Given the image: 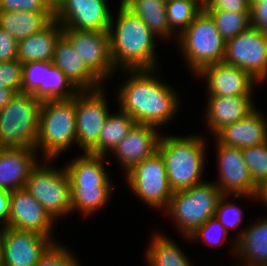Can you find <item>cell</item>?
Listing matches in <instances>:
<instances>
[{"label":"cell","mask_w":267,"mask_h":266,"mask_svg":"<svg viewBox=\"0 0 267 266\" xmlns=\"http://www.w3.org/2000/svg\"><path fill=\"white\" fill-rule=\"evenodd\" d=\"M55 220L45 208L25 189L10 192L8 224L17 230L34 231L51 237Z\"/></svg>","instance_id":"e0dca14e"},{"label":"cell","mask_w":267,"mask_h":266,"mask_svg":"<svg viewBox=\"0 0 267 266\" xmlns=\"http://www.w3.org/2000/svg\"><path fill=\"white\" fill-rule=\"evenodd\" d=\"M44 76V61H32L22 64V93L32 94L41 83Z\"/></svg>","instance_id":"8d00e7d4"},{"label":"cell","mask_w":267,"mask_h":266,"mask_svg":"<svg viewBox=\"0 0 267 266\" xmlns=\"http://www.w3.org/2000/svg\"><path fill=\"white\" fill-rule=\"evenodd\" d=\"M228 231L220 223L215 216L210 217L202 226L198 227L188 238L190 241H198L199 239L210 245H221L227 239Z\"/></svg>","instance_id":"836d02e7"},{"label":"cell","mask_w":267,"mask_h":266,"mask_svg":"<svg viewBox=\"0 0 267 266\" xmlns=\"http://www.w3.org/2000/svg\"><path fill=\"white\" fill-rule=\"evenodd\" d=\"M53 237L3 226L2 266H34Z\"/></svg>","instance_id":"2e32d148"},{"label":"cell","mask_w":267,"mask_h":266,"mask_svg":"<svg viewBox=\"0 0 267 266\" xmlns=\"http://www.w3.org/2000/svg\"><path fill=\"white\" fill-rule=\"evenodd\" d=\"M146 250L147 266H193L173 239L156 233Z\"/></svg>","instance_id":"f546056e"},{"label":"cell","mask_w":267,"mask_h":266,"mask_svg":"<svg viewBox=\"0 0 267 266\" xmlns=\"http://www.w3.org/2000/svg\"><path fill=\"white\" fill-rule=\"evenodd\" d=\"M259 200L267 207V184L261 189Z\"/></svg>","instance_id":"f6af8a7d"},{"label":"cell","mask_w":267,"mask_h":266,"mask_svg":"<svg viewBox=\"0 0 267 266\" xmlns=\"http://www.w3.org/2000/svg\"><path fill=\"white\" fill-rule=\"evenodd\" d=\"M54 19V13L0 11V28L17 42L41 31Z\"/></svg>","instance_id":"484cf974"},{"label":"cell","mask_w":267,"mask_h":266,"mask_svg":"<svg viewBox=\"0 0 267 266\" xmlns=\"http://www.w3.org/2000/svg\"><path fill=\"white\" fill-rule=\"evenodd\" d=\"M176 39L186 65L194 75L208 65L223 62L226 41L219 34L214 20L204 10Z\"/></svg>","instance_id":"52a82bcc"},{"label":"cell","mask_w":267,"mask_h":266,"mask_svg":"<svg viewBox=\"0 0 267 266\" xmlns=\"http://www.w3.org/2000/svg\"><path fill=\"white\" fill-rule=\"evenodd\" d=\"M252 96H208L206 126L215 135L224 126L241 121L256 107Z\"/></svg>","instance_id":"603a6c76"},{"label":"cell","mask_w":267,"mask_h":266,"mask_svg":"<svg viewBox=\"0 0 267 266\" xmlns=\"http://www.w3.org/2000/svg\"><path fill=\"white\" fill-rule=\"evenodd\" d=\"M106 156L83 152L64 166L71 188L72 212L85 216L107 205L113 183L105 170Z\"/></svg>","instance_id":"3957f363"},{"label":"cell","mask_w":267,"mask_h":266,"mask_svg":"<svg viewBox=\"0 0 267 266\" xmlns=\"http://www.w3.org/2000/svg\"><path fill=\"white\" fill-rule=\"evenodd\" d=\"M251 27L267 34V0H251Z\"/></svg>","instance_id":"60d3db41"},{"label":"cell","mask_w":267,"mask_h":266,"mask_svg":"<svg viewBox=\"0 0 267 266\" xmlns=\"http://www.w3.org/2000/svg\"><path fill=\"white\" fill-rule=\"evenodd\" d=\"M74 142L77 143L75 96L42 101L35 149L40 150L43 160H55Z\"/></svg>","instance_id":"5b68a950"},{"label":"cell","mask_w":267,"mask_h":266,"mask_svg":"<svg viewBox=\"0 0 267 266\" xmlns=\"http://www.w3.org/2000/svg\"><path fill=\"white\" fill-rule=\"evenodd\" d=\"M130 76L117 90L120 110L136 123L160 128L176 115L180 98L174 88L155 75L156 69L121 70ZM156 71V72H155Z\"/></svg>","instance_id":"6da1fadb"},{"label":"cell","mask_w":267,"mask_h":266,"mask_svg":"<svg viewBox=\"0 0 267 266\" xmlns=\"http://www.w3.org/2000/svg\"><path fill=\"white\" fill-rule=\"evenodd\" d=\"M0 87L11 88L17 93L22 87V63L18 60L0 63Z\"/></svg>","instance_id":"74e56055"},{"label":"cell","mask_w":267,"mask_h":266,"mask_svg":"<svg viewBox=\"0 0 267 266\" xmlns=\"http://www.w3.org/2000/svg\"><path fill=\"white\" fill-rule=\"evenodd\" d=\"M10 208V191L0 188V223L2 226L8 224Z\"/></svg>","instance_id":"7bdbcfd3"},{"label":"cell","mask_w":267,"mask_h":266,"mask_svg":"<svg viewBox=\"0 0 267 266\" xmlns=\"http://www.w3.org/2000/svg\"><path fill=\"white\" fill-rule=\"evenodd\" d=\"M104 88L82 90L75 95L77 143L83 152L98 142L110 114Z\"/></svg>","instance_id":"4fadbf2b"},{"label":"cell","mask_w":267,"mask_h":266,"mask_svg":"<svg viewBox=\"0 0 267 266\" xmlns=\"http://www.w3.org/2000/svg\"><path fill=\"white\" fill-rule=\"evenodd\" d=\"M257 109L241 121L224 126L214 135L215 140L239 149L267 142V119Z\"/></svg>","instance_id":"44dd1931"},{"label":"cell","mask_w":267,"mask_h":266,"mask_svg":"<svg viewBox=\"0 0 267 266\" xmlns=\"http://www.w3.org/2000/svg\"><path fill=\"white\" fill-rule=\"evenodd\" d=\"M16 93L17 92L11 88L0 87V110L10 102Z\"/></svg>","instance_id":"ee69618b"},{"label":"cell","mask_w":267,"mask_h":266,"mask_svg":"<svg viewBox=\"0 0 267 266\" xmlns=\"http://www.w3.org/2000/svg\"><path fill=\"white\" fill-rule=\"evenodd\" d=\"M206 139L202 136H161L158 152L164 159L173 192L204 182Z\"/></svg>","instance_id":"277c9868"},{"label":"cell","mask_w":267,"mask_h":266,"mask_svg":"<svg viewBox=\"0 0 267 266\" xmlns=\"http://www.w3.org/2000/svg\"><path fill=\"white\" fill-rule=\"evenodd\" d=\"M118 10L116 22L111 18L108 31L115 70L157 69V37L123 4L120 3Z\"/></svg>","instance_id":"7a4b0ae2"},{"label":"cell","mask_w":267,"mask_h":266,"mask_svg":"<svg viewBox=\"0 0 267 266\" xmlns=\"http://www.w3.org/2000/svg\"><path fill=\"white\" fill-rule=\"evenodd\" d=\"M196 77L207 81V96H252L258 81L243 69L219 62L202 68Z\"/></svg>","instance_id":"ac0fdd59"},{"label":"cell","mask_w":267,"mask_h":266,"mask_svg":"<svg viewBox=\"0 0 267 266\" xmlns=\"http://www.w3.org/2000/svg\"><path fill=\"white\" fill-rule=\"evenodd\" d=\"M0 11L54 13L44 0H0Z\"/></svg>","instance_id":"f35d334b"},{"label":"cell","mask_w":267,"mask_h":266,"mask_svg":"<svg viewBox=\"0 0 267 266\" xmlns=\"http://www.w3.org/2000/svg\"><path fill=\"white\" fill-rule=\"evenodd\" d=\"M166 2L173 1V0H165ZM198 1L202 6L204 5L205 0H196Z\"/></svg>","instance_id":"7dc6e473"},{"label":"cell","mask_w":267,"mask_h":266,"mask_svg":"<svg viewBox=\"0 0 267 266\" xmlns=\"http://www.w3.org/2000/svg\"><path fill=\"white\" fill-rule=\"evenodd\" d=\"M251 0H205L203 10L250 12Z\"/></svg>","instance_id":"ab89813d"},{"label":"cell","mask_w":267,"mask_h":266,"mask_svg":"<svg viewBox=\"0 0 267 266\" xmlns=\"http://www.w3.org/2000/svg\"><path fill=\"white\" fill-rule=\"evenodd\" d=\"M52 63L79 90H96L103 83L85 64L71 43L62 35L56 42Z\"/></svg>","instance_id":"7402d4cb"},{"label":"cell","mask_w":267,"mask_h":266,"mask_svg":"<svg viewBox=\"0 0 267 266\" xmlns=\"http://www.w3.org/2000/svg\"><path fill=\"white\" fill-rule=\"evenodd\" d=\"M159 128L136 123L127 136L115 147L112 154L117 157L125 174L135 165L158 151V145L162 135Z\"/></svg>","instance_id":"d6986e66"},{"label":"cell","mask_w":267,"mask_h":266,"mask_svg":"<svg viewBox=\"0 0 267 266\" xmlns=\"http://www.w3.org/2000/svg\"><path fill=\"white\" fill-rule=\"evenodd\" d=\"M45 160L31 171L25 189L55 220L71 214V188L65 168L57 169ZM46 162V163H44ZM48 162V165H47ZM56 168V169H55Z\"/></svg>","instance_id":"9c48e42d"},{"label":"cell","mask_w":267,"mask_h":266,"mask_svg":"<svg viewBox=\"0 0 267 266\" xmlns=\"http://www.w3.org/2000/svg\"><path fill=\"white\" fill-rule=\"evenodd\" d=\"M241 150L254 183L262 189L267 184V142Z\"/></svg>","instance_id":"d6a6232c"},{"label":"cell","mask_w":267,"mask_h":266,"mask_svg":"<svg viewBox=\"0 0 267 266\" xmlns=\"http://www.w3.org/2000/svg\"><path fill=\"white\" fill-rule=\"evenodd\" d=\"M63 36L71 43L86 66L104 82L116 72L108 31H80L63 28Z\"/></svg>","instance_id":"5bb4252c"},{"label":"cell","mask_w":267,"mask_h":266,"mask_svg":"<svg viewBox=\"0 0 267 266\" xmlns=\"http://www.w3.org/2000/svg\"><path fill=\"white\" fill-rule=\"evenodd\" d=\"M228 194H223L218 201L214 216L220 221L224 228L229 231V229H235L239 227L242 222L243 211L242 208L236 204L228 202Z\"/></svg>","instance_id":"d590c367"},{"label":"cell","mask_w":267,"mask_h":266,"mask_svg":"<svg viewBox=\"0 0 267 266\" xmlns=\"http://www.w3.org/2000/svg\"><path fill=\"white\" fill-rule=\"evenodd\" d=\"M79 90L52 61H44L43 83L32 93L40 100L71 99Z\"/></svg>","instance_id":"f1b7e54d"},{"label":"cell","mask_w":267,"mask_h":266,"mask_svg":"<svg viewBox=\"0 0 267 266\" xmlns=\"http://www.w3.org/2000/svg\"><path fill=\"white\" fill-rule=\"evenodd\" d=\"M112 14L106 0H64L54 13L62 28L109 31Z\"/></svg>","instance_id":"9a60e30c"},{"label":"cell","mask_w":267,"mask_h":266,"mask_svg":"<svg viewBox=\"0 0 267 266\" xmlns=\"http://www.w3.org/2000/svg\"><path fill=\"white\" fill-rule=\"evenodd\" d=\"M62 35L61 24L53 19L38 33L18 41V61L22 64L32 61H52L56 42Z\"/></svg>","instance_id":"d4e9b609"},{"label":"cell","mask_w":267,"mask_h":266,"mask_svg":"<svg viewBox=\"0 0 267 266\" xmlns=\"http://www.w3.org/2000/svg\"><path fill=\"white\" fill-rule=\"evenodd\" d=\"M126 8L138 16L149 27L152 33L161 40L176 37L170 30L165 0H121Z\"/></svg>","instance_id":"4316f807"},{"label":"cell","mask_w":267,"mask_h":266,"mask_svg":"<svg viewBox=\"0 0 267 266\" xmlns=\"http://www.w3.org/2000/svg\"><path fill=\"white\" fill-rule=\"evenodd\" d=\"M202 10L203 6L196 0H173L166 2L167 20L170 30L176 33V36H179Z\"/></svg>","instance_id":"4dcf8cb0"},{"label":"cell","mask_w":267,"mask_h":266,"mask_svg":"<svg viewBox=\"0 0 267 266\" xmlns=\"http://www.w3.org/2000/svg\"><path fill=\"white\" fill-rule=\"evenodd\" d=\"M218 176L215 185L222 194L233 195L234 199L244 196L259 199L261 189L254 183L251 173L243 159L242 150L229 147L216 140ZM249 197V198H248Z\"/></svg>","instance_id":"7c38bea8"},{"label":"cell","mask_w":267,"mask_h":266,"mask_svg":"<svg viewBox=\"0 0 267 266\" xmlns=\"http://www.w3.org/2000/svg\"><path fill=\"white\" fill-rule=\"evenodd\" d=\"M214 20L221 37L227 41L251 27L250 12L204 10Z\"/></svg>","instance_id":"1f68e13d"},{"label":"cell","mask_w":267,"mask_h":266,"mask_svg":"<svg viewBox=\"0 0 267 266\" xmlns=\"http://www.w3.org/2000/svg\"><path fill=\"white\" fill-rule=\"evenodd\" d=\"M18 60V42L0 28V63Z\"/></svg>","instance_id":"b9f144b4"},{"label":"cell","mask_w":267,"mask_h":266,"mask_svg":"<svg viewBox=\"0 0 267 266\" xmlns=\"http://www.w3.org/2000/svg\"><path fill=\"white\" fill-rule=\"evenodd\" d=\"M240 233V234H239ZM232 248L244 266H267V218L242 229ZM247 264V265H246Z\"/></svg>","instance_id":"cb8c5ba5"},{"label":"cell","mask_w":267,"mask_h":266,"mask_svg":"<svg viewBox=\"0 0 267 266\" xmlns=\"http://www.w3.org/2000/svg\"><path fill=\"white\" fill-rule=\"evenodd\" d=\"M2 243H3V226L0 228V266H2Z\"/></svg>","instance_id":"bcb514c9"},{"label":"cell","mask_w":267,"mask_h":266,"mask_svg":"<svg viewBox=\"0 0 267 266\" xmlns=\"http://www.w3.org/2000/svg\"><path fill=\"white\" fill-rule=\"evenodd\" d=\"M223 62L250 73L258 83L267 79V34L250 27L226 41Z\"/></svg>","instance_id":"8fae6325"},{"label":"cell","mask_w":267,"mask_h":266,"mask_svg":"<svg viewBox=\"0 0 267 266\" xmlns=\"http://www.w3.org/2000/svg\"><path fill=\"white\" fill-rule=\"evenodd\" d=\"M222 195L214 182L205 180L193 187L173 192L165 212L171 215L179 233L188 237L214 216Z\"/></svg>","instance_id":"8992f818"},{"label":"cell","mask_w":267,"mask_h":266,"mask_svg":"<svg viewBox=\"0 0 267 266\" xmlns=\"http://www.w3.org/2000/svg\"><path fill=\"white\" fill-rule=\"evenodd\" d=\"M118 111L109 114L98 142L87 153L100 156L111 153L136 124V121L129 114L120 109Z\"/></svg>","instance_id":"83f0119b"},{"label":"cell","mask_w":267,"mask_h":266,"mask_svg":"<svg viewBox=\"0 0 267 266\" xmlns=\"http://www.w3.org/2000/svg\"><path fill=\"white\" fill-rule=\"evenodd\" d=\"M132 192L153 209H167L173 191L169 185L165 162L157 151L125 174Z\"/></svg>","instance_id":"30bf717a"},{"label":"cell","mask_w":267,"mask_h":266,"mask_svg":"<svg viewBox=\"0 0 267 266\" xmlns=\"http://www.w3.org/2000/svg\"><path fill=\"white\" fill-rule=\"evenodd\" d=\"M35 148H0V188H25L31 171L39 163Z\"/></svg>","instance_id":"ffe728a7"},{"label":"cell","mask_w":267,"mask_h":266,"mask_svg":"<svg viewBox=\"0 0 267 266\" xmlns=\"http://www.w3.org/2000/svg\"><path fill=\"white\" fill-rule=\"evenodd\" d=\"M42 101L29 93H16L0 110V148H35Z\"/></svg>","instance_id":"ba28073f"},{"label":"cell","mask_w":267,"mask_h":266,"mask_svg":"<svg viewBox=\"0 0 267 266\" xmlns=\"http://www.w3.org/2000/svg\"><path fill=\"white\" fill-rule=\"evenodd\" d=\"M53 242L40 256L34 266H80L79 260L70 249Z\"/></svg>","instance_id":"e575fe53"}]
</instances>
